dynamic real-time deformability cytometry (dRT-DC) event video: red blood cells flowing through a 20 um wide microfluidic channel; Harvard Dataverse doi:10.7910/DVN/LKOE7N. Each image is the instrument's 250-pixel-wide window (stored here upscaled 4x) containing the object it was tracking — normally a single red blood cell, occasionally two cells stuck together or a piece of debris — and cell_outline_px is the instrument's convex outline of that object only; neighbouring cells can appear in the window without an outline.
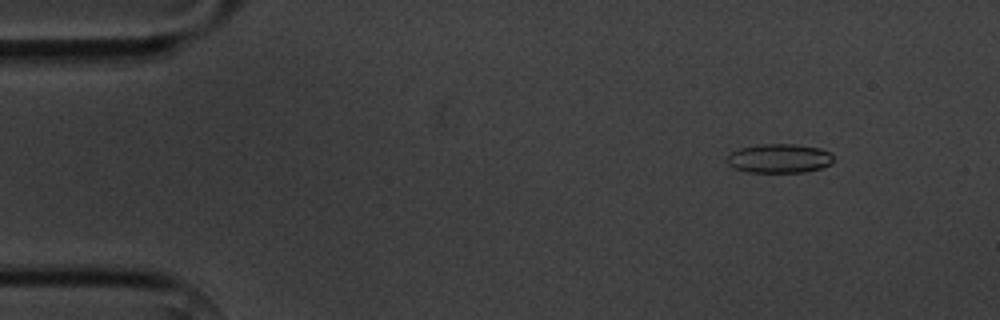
{"species": "common noctule bat (a hibernating species)", "species_latin": "Nyctalus noctula", "temperature_condition": "cold", "stored_images_in_passage": 12, "camera_frame_rate_fps": 3000, "um_per_image_px": 0.085, "animal": {"sex": "male", "body_mass_g": 20.1, "forearm_length_mm": 53.5}, "frame": {"image": 1, "passage_image": 2, "time_ms": 1.333, "image_size_px": [1000, 320], "cell_outline_px": [[832, 164], [820, 168], [804, 172], [748, 172], [736, 168], [728, 164], [728, 156], [732, 152], [740, 148], [756, 144], [796, 144], [820, 148], [828, 152], [832, 156]], "centroid_in_image_um": [66.24, 13.46], "position_along_channel_um": 18.8, "area_um2": 17.92}}
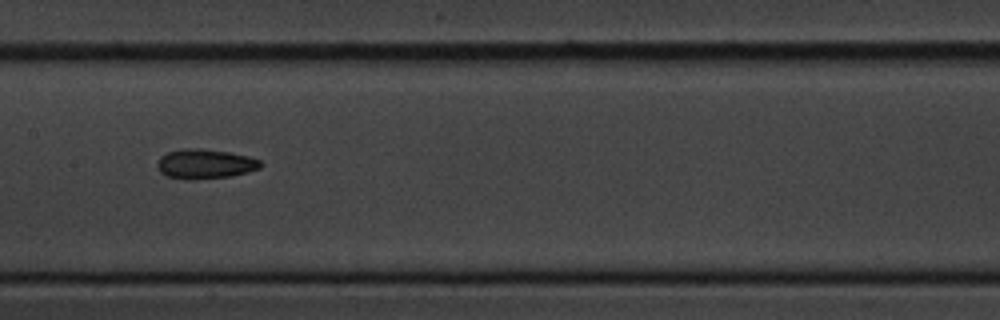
{"frame": {"image": 2, "passage_image": 7, "time_ms": 8.333, "image_size_px": [1000, 320], "cell_outline_px": [[264, 164], [260, 168], [248, 172], [232, 176], [188, 180], [168, 176], [160, 172], [156, 164], [160, 156], [168, 152], [184, 148], [200, 148], [228, 152], [248, 156], [260, 160]], "centroid_in_image_um": [17.44, 13.93], "position_along_channel_um": 190.0, "area_um2": 17.92}}
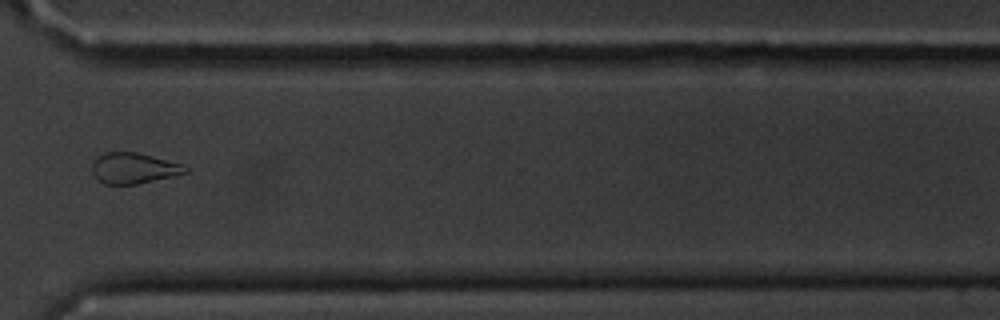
{"frame": {"image": 3, "passage_image": 11, "time_ms": 13.0, "image_size_px": [1000, 320], "cell_outline_px": [[188, 172], [172, 176], [136, 184], [104, 184], [92, 172], [92, 160], [96, 156], [104, 152], [136, 152], [152, 156], [180, 164], [188, 168]], "centroid_in_image_um": [11.31, 14.28], "position_along_channel_um": 359.3, "area_um2": 16.53}, "authors_computed_cell_mechanics": {"area_um2": 17.918, "velocity_mm_per_s": 3.6393, "shape_relaxation_time_tau1_ms": 6.7968, "shape_relaxation_time_tau2_ms": 8.6866, "deformation_change_tau1": 0.1032, "deformation_change_tau2": 0.1607}}